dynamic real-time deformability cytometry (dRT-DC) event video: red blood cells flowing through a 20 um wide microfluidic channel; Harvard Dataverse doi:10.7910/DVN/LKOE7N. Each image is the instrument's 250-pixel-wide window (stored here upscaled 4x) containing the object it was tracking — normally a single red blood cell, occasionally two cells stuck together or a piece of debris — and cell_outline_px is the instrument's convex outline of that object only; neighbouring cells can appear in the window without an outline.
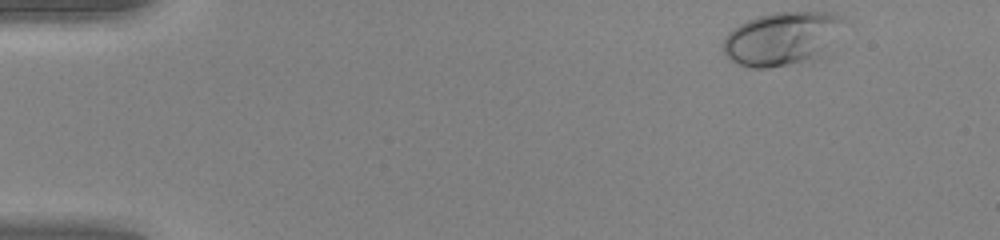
{"species": "human", "species_latin": "Homo sapiens", "temperature_condition": "warm", "stored_images_in_passage": 45, "camera_frame_rate_fps": 3000, "um_per_image_px": 0.085, "donor": {"sex": "female"}, "frame": {"image": 1, "passage_image": 1, "time_ms": 0.0, "image_size_px": [1000, 240], "cell_outline_px": [[840, 20], [832, 52], [820, 60], [812, 64], [768, 68], [748, 68], [732, 60], [724, 52], [724, 40], [728, 32], [732, 28], [756, 16], [776, 12], [832, 12]], "centroid_in_image_um": [66.51, 3.35], "position_along_channel_um": 18.5, "area_um2": 38.44}}
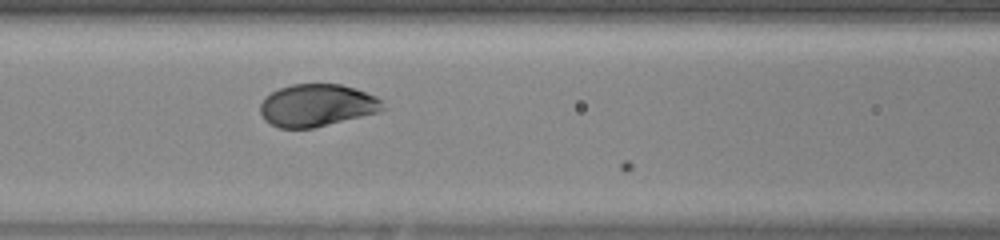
{"frame": {"image": 2, "passage_image": 18, "time_ms": 5.667, "image_size_px": [1000, 240], "cell_outline_px": [[384, 108], [380, 112], [312, 128], [280, 128], [264, 120], [260, 112], [260, 104], [264, 96], [280, 88], [292, 84], [340, 84], [356, 88], [376, 96], [384, 100]], "centroid_in_image_um": [26.95, 8.95], "position_along_channel_um": 139.6, "area_um2": 30.4}}
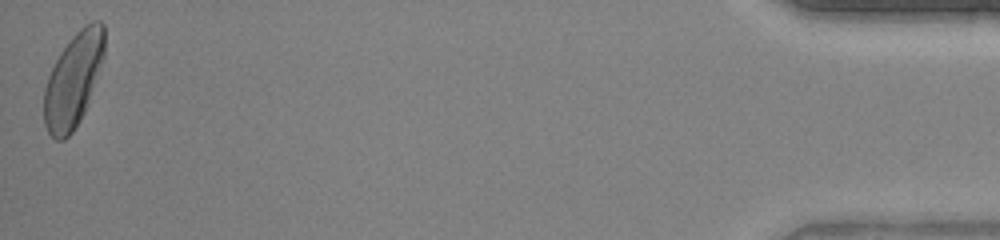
{"frame": {"image": 3, "passage_image": 45, "time_ms": 14.667, "image_size_px": [1000, 240], "cell_outline_px": [[104, 56], [84, 112], [80, 120], [72, 132], [64, 140], [56, 140], [48, 132], [44, 124], [44, 88], [48, 76], [60, 52], [72, 36], [84, 24], [92, 20], [100, 20], [104, 24]], "centroid_in_image_um": [6.22, 6.77], "position_along_channel_um": 429.0, "area_um2": 32.89}, "authors_computed_cell_mechanics": {"area_um2": 31.5588, "velocity_mm_per_s": 4.1913, "shape_relaxation_time_tau1_ms": 1.3352, "shape_relaxation_time_tau2_ms": null, "deformation_change_tau1": 0.1299, "deformation_change_tau2": null}}